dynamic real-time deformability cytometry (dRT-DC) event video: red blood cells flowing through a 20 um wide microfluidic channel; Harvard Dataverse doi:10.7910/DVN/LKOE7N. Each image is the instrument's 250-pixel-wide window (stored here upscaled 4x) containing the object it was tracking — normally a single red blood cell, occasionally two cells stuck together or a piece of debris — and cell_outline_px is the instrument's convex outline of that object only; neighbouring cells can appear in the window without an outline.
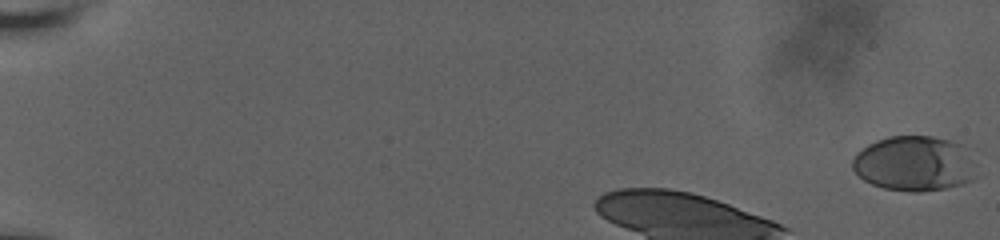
{"species": "human", "species_latin": "Homo sapiens", "temperature_condition": "room temperature", "stored_images_in_passage": 13, "camera_frame_rate_fps": 3000, "um_per_image_px": 0.085, "donor": {"sex": "male"}, "frame": {"image": 1, "passage_image": 1, "time_ms": 0.0, "image_size_px": [1000, 240], "cell_outline_px": [[976, 176], [972, 180], [964, 184], [944, 188], [920, 192], [912, 192], [884, 188], [872, 184], [864, 180], [852, 168], [852, 160], [856, 152], [868, 144], [876, 140], [888, 136], [932, 136], [948, 140], [960, 144], [976, 164]], "centroid_in_image_um": [77.71, 13.91], "position_along_channel_um": 7.3, "area_um2": 39.94}}
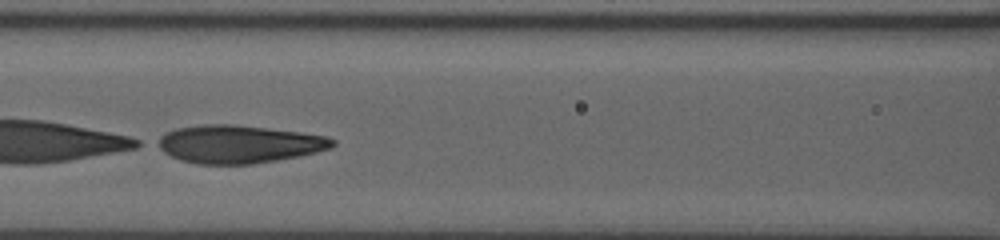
{"frame": {"image": 2, "passage_image": 10, "time_ms": 6.667, "image_size_px": [1000, 240], "cell_outline_px": [[336, 144], [332, 148], [300, 156], [252, 164], [196, 164], [180, 160], [164, 152], [152, 144], [152, 140], [176, 128], [204, 124], [228, 124], [300, 132], [328, 136], [336, 140]], "centroid_in_image_um": [20.26, 12.25], "position_along_channel_um": 146.3, "area_um2": 38.9}}